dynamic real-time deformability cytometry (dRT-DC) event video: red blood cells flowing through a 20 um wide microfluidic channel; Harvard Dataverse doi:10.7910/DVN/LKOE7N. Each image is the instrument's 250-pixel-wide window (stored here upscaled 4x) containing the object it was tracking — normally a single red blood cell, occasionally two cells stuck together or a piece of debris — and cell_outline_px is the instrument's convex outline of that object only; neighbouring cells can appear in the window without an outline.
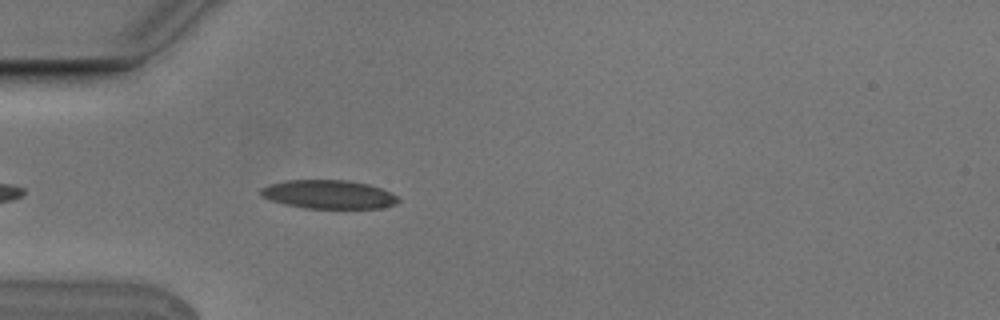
{"species": "Egyptian fruit bat (a non-hibernating species)", "species_latin": "Rousettus aegyptiacus", "temperature_condition": "cold", "stored_images_in_passage": 3, "camera_frame_rate_fps": 3000, "um_per_image_px": 0.085, "animal": {"sex": "male"}, "frame": {"image": 1, "passage_image": 3, "time_ms": 0.667, "image_size_px": [1000, 320], "cell_outline_px": [[400, 200], [396, 204], [384, 208], [304, 208], [284, 204], [260, 196], [260, 188], [268, 184], [284, 180], [348, 180], [368, 184], [392, 192], [400, 196]], "centroid_in_image_um": [27.95, 16.52], "position_along_channel_um": 57.0, "area_um2": 23.24}}